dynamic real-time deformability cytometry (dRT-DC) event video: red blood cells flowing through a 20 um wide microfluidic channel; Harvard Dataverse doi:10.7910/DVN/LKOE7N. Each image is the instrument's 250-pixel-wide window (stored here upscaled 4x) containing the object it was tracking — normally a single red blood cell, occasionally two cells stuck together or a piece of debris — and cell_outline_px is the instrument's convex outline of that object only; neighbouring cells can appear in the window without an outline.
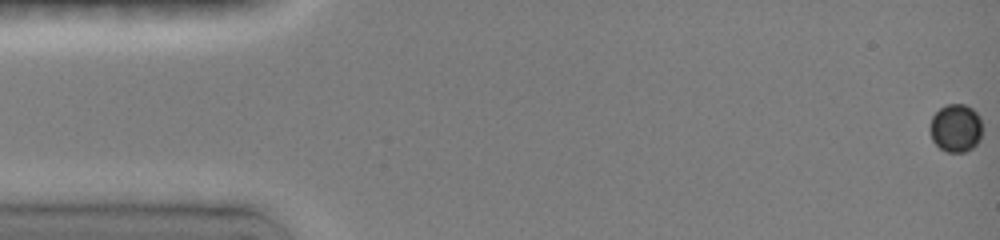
{"species": "common noctule bat (a hibernating species)", "species_latin": "Nyctalus noctula", "temperature_condition": "room temperature", "stored_images_in_passage": 32, "camera_frame_rate_fps": 3000, "um_per_image_px": 0.085, "animal": {"sex": "female", "body_mass_g": 19.0, "forearm_length_mm": 51.5}, "frame": {"image": 1, "passage_image": 1, "time_ms": 0.0, "image_size_px": [1000, 240], "cell_outline_px": [[980, 140], [972, 148], [964, 152], [948, 152], [940, 148], [932, 140], [932, 116], [940, 108], [948, 104], [964, 104], [972, 108], [980, 116]], "centroid_in_image_um": [81.26, 10.88], "position_along_channel_um": 3.7, "area_um2": 14.33}}
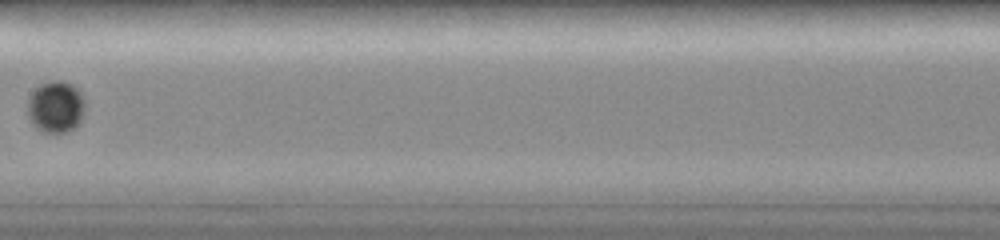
{"frame": {"image": 2, "passage_image": 16, "time_ms": 8.333, "image_size_px": [1000, 240], "cell_outline_px": [[84, 112], [80, 124], [68, 132], [44, 132], [36, 128], [32, 124], [28, 116], [28, 100], [32, 92], [40, 84], [52, 80], [64, 80], [72, 84], [80, 92], [84, 100]], "centroid_in_image_um": [4.75, 9.08], "position_along_channel_um": 202.7, "area_um2": 17.51}}
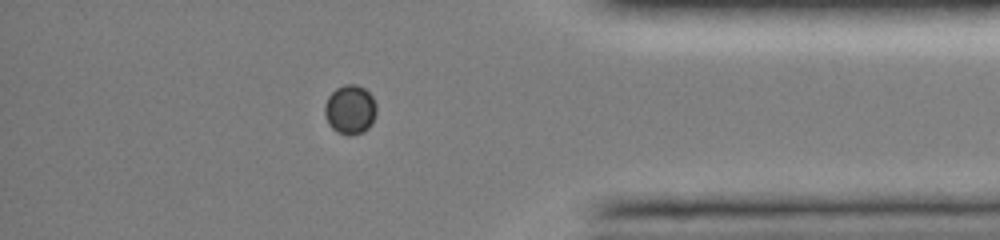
{"frame": {"image": 3, "passage_image": 28, "time_ms": 13.667, "image_size_px": [1000, 240], "cell_outline_px": [[376, 116], [372, 124], [364, 132], [348, 136], [332, 128], [328, 124], [324, 112], [324, 104], [328, 96], [336, 88], [344, 84], [356, 84], [364, 88], [372, 96], [376, 104]], "centroid_in_image_um": [29.76, 9.31], "position_along_channel_um": 405.4, "area_um2": 15.03}}